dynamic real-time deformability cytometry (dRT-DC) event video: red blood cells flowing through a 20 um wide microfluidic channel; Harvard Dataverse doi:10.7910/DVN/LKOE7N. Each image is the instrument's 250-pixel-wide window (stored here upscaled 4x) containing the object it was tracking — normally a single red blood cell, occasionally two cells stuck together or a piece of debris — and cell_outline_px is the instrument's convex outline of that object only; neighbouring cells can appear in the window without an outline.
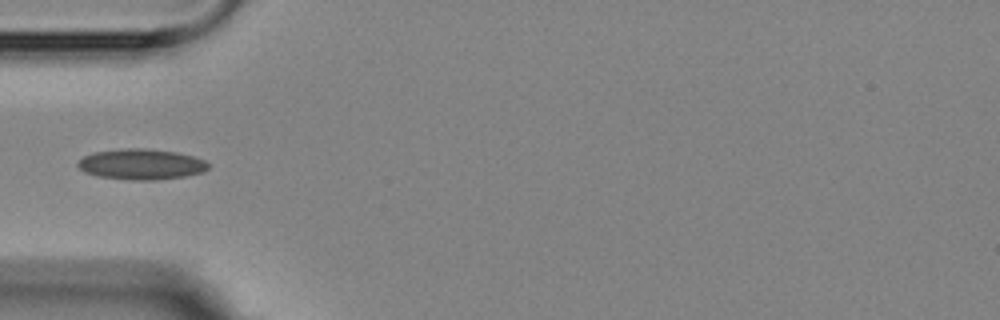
{"species": "Egyptian fruit bat (a non-hibernating species)", "species_latin": "Rousettus aegyptiacus", "temperature_condition": "room temperature", "stored_images_in_passage": 4, "camera_frame_rate_fps": 3000, "um_per_image_px": 0.085, "animal": {"sex": "female"}, "frame": {"image": 1, "passage_image": 4, "time_ms": 3.667, "image_size_px": [1000, 320], "cell_outline_px": [[208, 168], [204, 172], [184, 176], [156, 180], [132, 180], [96, 176], [84, 172], [76, 164], [84, 156], [92, 152], [120, 148], [144, 148], [176, 152], [192, 156], [204, 160], [208, 164]], "centroid_in_image_um": [11.97, 13.96], "position_along_channel_um": 73.0, "area_um2": 23.35}}